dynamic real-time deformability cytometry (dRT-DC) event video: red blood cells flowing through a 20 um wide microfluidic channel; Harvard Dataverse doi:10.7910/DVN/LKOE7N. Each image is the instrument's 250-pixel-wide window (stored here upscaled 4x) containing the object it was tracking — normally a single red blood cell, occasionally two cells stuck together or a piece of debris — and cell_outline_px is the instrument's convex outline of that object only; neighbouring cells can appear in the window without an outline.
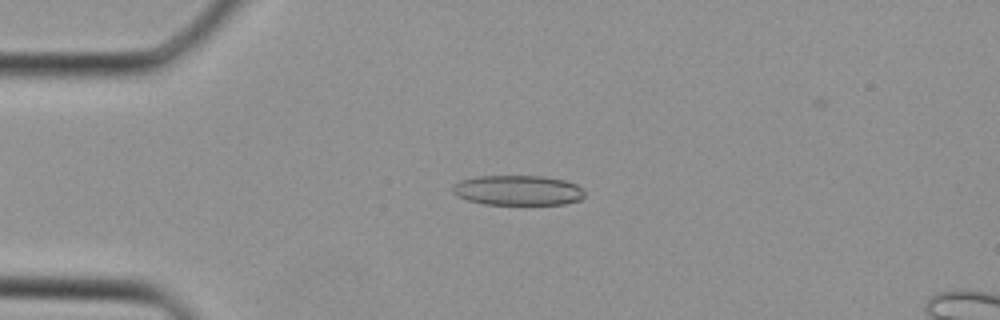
{"species": "Egyptian fruit bat (a non-hibernating species)", "species_latin": "Rousettus aegyptiacus", "temperature_condition": "cold", "stored_images_in_passage": 27, "camera_frame_rate_fps": 3000, "um_per_image_px": 0.085, "animal": {"sex": "female"}, "frame": {"image": 1, "passage_image": 8, "time_ms": 2.333, "image_size_px": [1000, 320], "cell_outline_px": [[584, 196], [580, 200], [564, 204], [484, 204], [468, 200], [456, 196], [452, 192], [452, 184], [460, 180], [476, 176], [544, 176], [564, 180], [576, 184], [584, 192]], "centroid_in_image_um": [43.98, 16.17], "position_along_channel_um": 41.0, "area_um2": 23.18}}
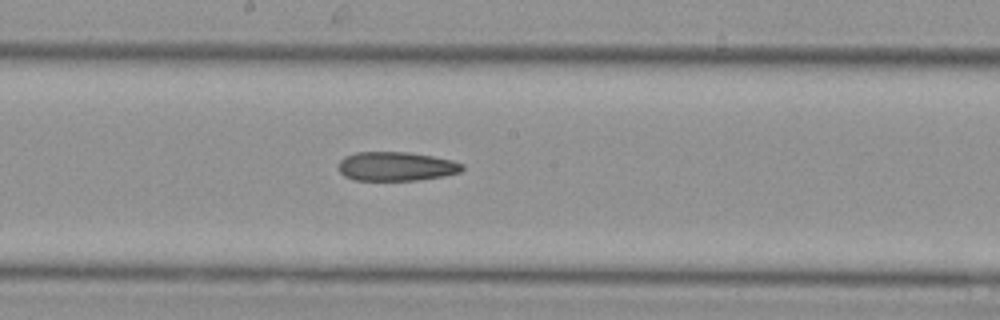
{"frame": {"image": 2, "passage_image": 19, "time_ms": 6.0, "image_size_px": [1000, 320], "cell_outline_px": [[464, 168], [460, 172], [444, 176], [416, 180], [352, 180], [344, 176], [336, 168], [340, 160], [344, 156], [356, 152], [408, 152], [432, 156], [452, 160], [464, 164]], "centroid_in_image_um": [33.64, 14.14], "position_along_channel_um": 214.6, "area_um2": 21.15}}
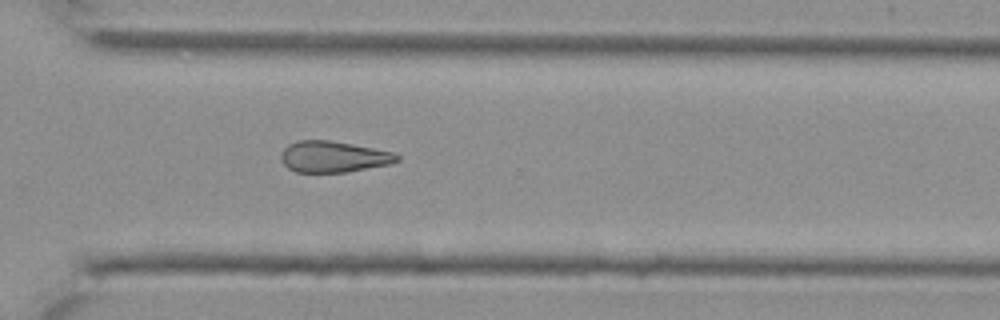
{"frame": {"image": 3, "passage_image": 26, "time_ms": 8.333, "image_size_px": [1000, 320], "cell_outline_px": [[400, 160], [392, 164], [348, 172], [296, 172], [288, 168], [280, 160], [280, 156], [284, 148], [288, 144], [300, 140], [332, 140], [392, 152], [400, 156]], "centroid_in_image_um": [28.34, 13.33], "position_along_channel_um": 342.3, "area_um2": 21.21}}